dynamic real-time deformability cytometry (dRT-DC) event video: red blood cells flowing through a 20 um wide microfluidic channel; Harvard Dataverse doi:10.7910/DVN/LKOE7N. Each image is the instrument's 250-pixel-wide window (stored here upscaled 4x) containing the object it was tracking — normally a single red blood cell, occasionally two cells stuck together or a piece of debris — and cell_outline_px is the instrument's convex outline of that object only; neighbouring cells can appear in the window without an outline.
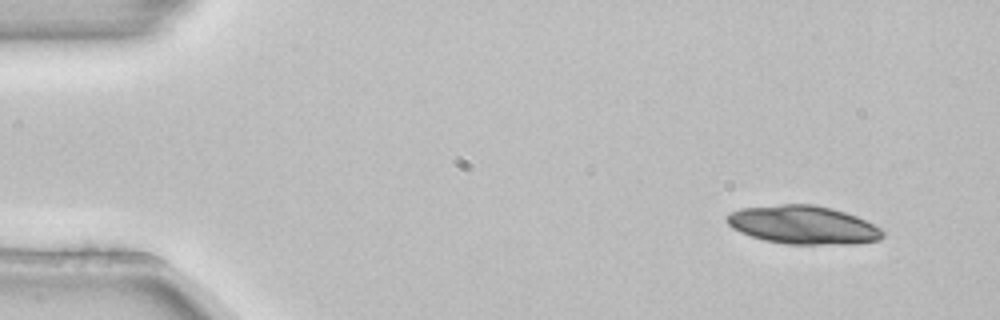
{"species": "common noctule bat (a hibernating species)", "species_latin": "Nyctalus noctula", "temperature_condition": "room temperature", "stored_images_in_passage": 5, "camera_frame_rate_fps": 3000, "um_per_image_px": 0.085, "animal": {"sex": "female", "body_mass_g": 22.7, "forearm_length_mm": 54.2}, "frame": {"image": 1, "passage_image": 1, "time_ms": 0.0, "image_size_px": [1000, 320], "cell_outline_px": [[884, 236], [880, 240], [856, 244], [784, 244], [764, 240], [740, 232], [732, 228], [724, 220], [724, 216], [740, 208], [784, 204], [812, 204], [832, 208], [856, 216], [880, 228], [884, 232]], "centroid_in_image_um": [68.25, 19.12], "position_along_channel_um": 16.8, "area_um2": 34.97}}
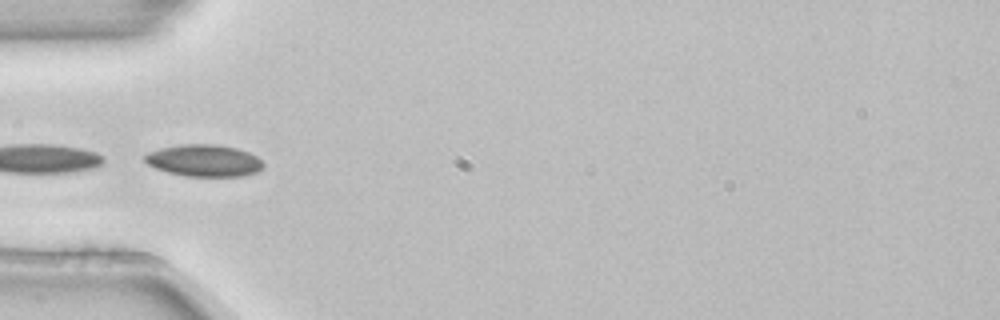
{"frame": {"image": 2, "passage_image": 4, "time_ms": 1.0, "image_size_px": [1000, 320], "cell_outline_px": [[264, 168], [256, 172], [240, 176], [184, 176], [168, 172], [156, 168], [148, 164], [144, 160], [144, 156], [148, 152], [160, 148], [180, 144], [216, 144], [236, 148], [248, 152], [256, 156], [264, 164]], "centroid_in_image_um": [17.34, 13.64], "position_along_channel_um": 67.7, "area_um2": 22.02}}